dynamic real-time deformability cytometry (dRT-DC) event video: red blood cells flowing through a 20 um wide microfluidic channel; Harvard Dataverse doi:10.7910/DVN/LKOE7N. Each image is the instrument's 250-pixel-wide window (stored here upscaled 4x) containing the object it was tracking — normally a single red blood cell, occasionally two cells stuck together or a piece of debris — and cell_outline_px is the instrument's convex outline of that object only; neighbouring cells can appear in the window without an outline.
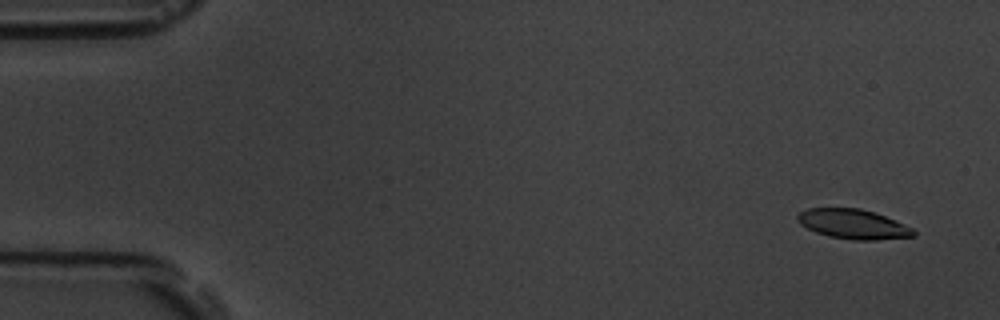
{"species": "common noctule bat (a hibernating species)", "species_latin": "Nyctalus noctula", "temperature_condition": "room temperature", "stored_images_in_passage": 5, "camera_frame_rate_fps": 3000, "um_per_image_px": 0.085, "animal": {"sex": "male", "body_mass_g": 19.5, "forearm_length_mm": 54.6}, "frame": {"image": 1, "passage_image": 1, "time_ms": 0.0, "image_size_px": [1000, 320], "cell_outline_px": [[916, 236], [876, 240], [852, 240], [828, 236], [816, 232], [800, 224], [796, 220], [796, 216], [800, 212], [808, 208], [860, 208], [884, 216], [904, 224], [912, 228], [916, 232]], "centroid_in_image_um": [72.5, 19.05], "position_along_channel_um": 12.5, "area_um2": 20.0}}
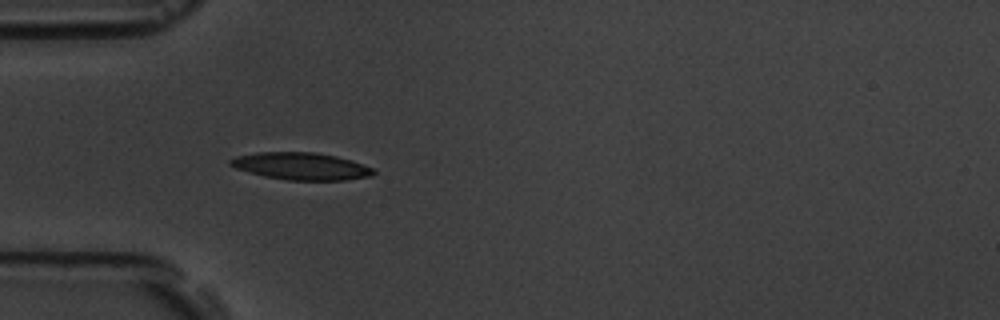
{"frame": {"image": 2, "passage_image": 5, "time_ms": 4.667, "image_size_px": [1000, 320], "cell_outline_px": [[376, 172], [372, 176], [344, 180], [288, 180], [264, 176], [236, 168], [228, 164], [228, 160], [236, 156], [260, 152], [316, 152], [336, 156], [352, 160], [372, 168]], "centroid_in_image_um": [25.6, 14.12], "position_along_channel_um": 59.4, "area_um2": 22.66}}